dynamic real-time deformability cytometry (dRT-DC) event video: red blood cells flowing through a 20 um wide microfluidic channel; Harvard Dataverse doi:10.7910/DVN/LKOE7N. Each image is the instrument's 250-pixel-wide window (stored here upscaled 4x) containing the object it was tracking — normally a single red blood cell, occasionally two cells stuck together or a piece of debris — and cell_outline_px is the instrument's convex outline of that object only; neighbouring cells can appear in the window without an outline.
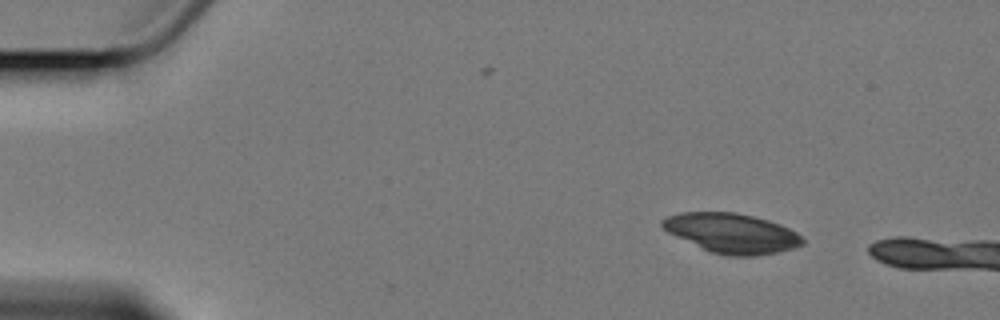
{"species": "Egyptian fruit bat (a non-hibernating species)", "species_latin": "Rousettus aegyptiacus", "temperature_condition": "cold", "stored_images_in_passage": 7, "camera_frame_rate_fps": 3000, "um_per_image_px": 0.085, "animal": {"sex": "female"}, "frame": {"image": 1, "passage_image": 2, "time_ms": 1.0, "image_size_px": [1000, 320], "cell_outline_px": [[804, 244], [792, 248], [776, 252], [756, 256], [728, 256], [712, 252], [668, 232], [660, 224], [660, 220], [668, 216], [680, 212], [736, 212], [768, 220], [780, 224], [796, 232], [804, 240]], "centroid_in_image_um": [62.2, 19.81], "position_along_channel_um": 22.8, "area_um2": 32.08}}